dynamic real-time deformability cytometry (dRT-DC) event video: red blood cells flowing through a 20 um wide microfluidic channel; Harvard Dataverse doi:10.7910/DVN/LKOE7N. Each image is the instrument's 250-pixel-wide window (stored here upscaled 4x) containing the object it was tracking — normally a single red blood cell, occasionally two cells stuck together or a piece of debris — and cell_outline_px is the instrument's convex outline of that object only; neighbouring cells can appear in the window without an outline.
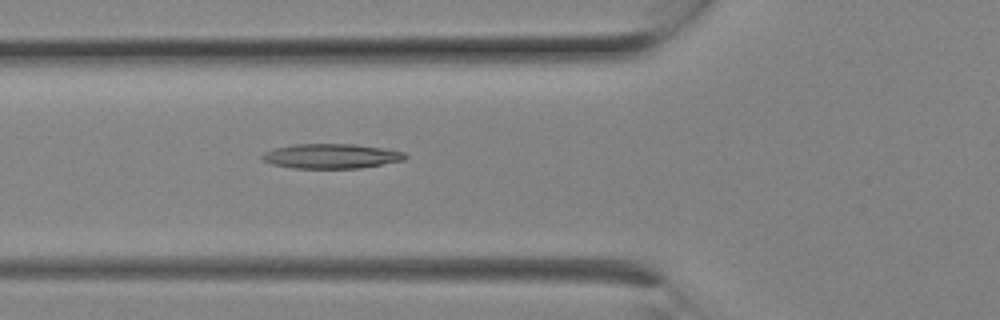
{"species": "Egyptian fruit bat (a non-hibernating species)", "species_latin": "Rousettus aegyptiacus", "temperature_condition": "room temperature", "stored_images_in_passage": 8, "camera_frame_rate_fps": 3000, "um_per_image_px": 0.085, "animal": {"sex": "female"}, "frame": {"image": 1, "passage_image": 8, "time_ms": 2.333, "image_size_px": [1000, 320], "cell_outline_px": [[408, 156], [404, 160], [360, 168], [292, 168], [272, 164], [264, 160], [260, 156], [264, 152], [276, 148], [292, 144], [356, 144], [404, 152]], "centroid_in_image_um": [28.14, 13.27], "position_along_channel_um": 97.7, "area_um2": 20.46}}